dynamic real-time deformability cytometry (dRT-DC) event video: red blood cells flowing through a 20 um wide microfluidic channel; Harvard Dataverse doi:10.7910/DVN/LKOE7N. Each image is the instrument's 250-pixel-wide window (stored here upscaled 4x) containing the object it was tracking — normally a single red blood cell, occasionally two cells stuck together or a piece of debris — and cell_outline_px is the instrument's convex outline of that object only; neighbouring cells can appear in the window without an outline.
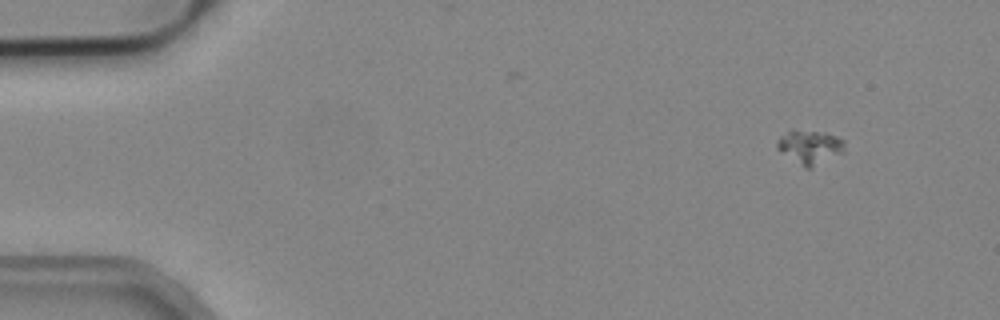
{"species": "common noctule bat (a hibernating species)", "species_latin": "Nyctalus noctula", "temperature_condition": "cold", "stored_images_in_passage": 4, "camera_frame_rate_fps": 3000, "um_per_image_px": 0.085, "animal": {"sex": "male", "body_mass_g": 19.2, "forearm_length_mm": 51.8}, "frame": {"image": 1, "passage_image": 1, "time_ms": 0.0, "image_size_px": [1000, 320], "cell_outline_px": [[844, 152], [812, 168], [804, 168], [776, 148], [776, 144], [780, 136], [792, 128], [824, 132], [836, 136], [844, 140]], "centroid_in_image_um": [68.83, 12.47], "position_along_channel_um": 16.2, "area_um2": 13.53}}